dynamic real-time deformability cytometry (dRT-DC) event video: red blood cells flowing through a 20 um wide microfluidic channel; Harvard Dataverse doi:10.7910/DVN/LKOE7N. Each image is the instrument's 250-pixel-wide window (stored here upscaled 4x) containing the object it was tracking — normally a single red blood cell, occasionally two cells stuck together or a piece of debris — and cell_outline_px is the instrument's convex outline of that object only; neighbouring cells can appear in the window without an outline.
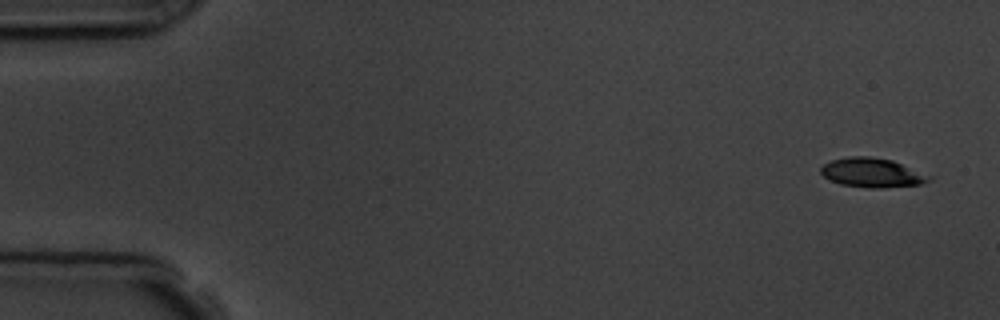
{"species": "common noctule bat (a hibernating species)", "species_latin": "Nyctalus noctula", "temperature_condition": "room temperature", "stored_images_in_passage": 6, "camera_frame_rate_fps": 3000, "um_per_image_px": 0.085, "animal": {"sex": "male", "body_mass_g": 19.5, "forearm_length_mm": 54.6}, "frame": {"image": 1, "passage_image": 1, "time_ms": 0.0, "image_size_px": [1000, 320], "cell_outline_px": [[932, 180], [920, 184], [880, 188], [872, 188], [840, 184], [824, 176], [820, 172], [820, 168], [824, 164], [832, 160], [848, 156], [868, 156], [892, 160], [932, 176]], "centroid_in_image_um": [74.13, 14.67], "position_along_channel_um": 10.9, "area_um2": 18.32}}
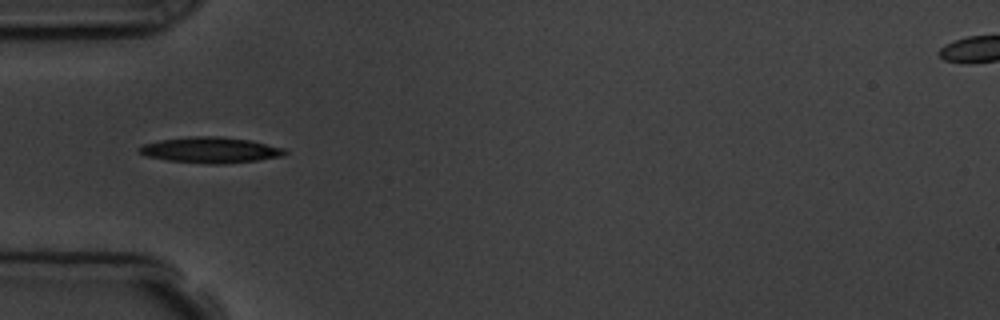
{"frame": {"image": 2, "passage_image": 4, "time_ms": 5.0, "image_size_px": [1000, 320], "cell_outline_px": [[288, 152], [284, 156], [256, 160], [224, 164], [212, 164], [168, 160], [144, 156], [136, 148], [144, 144], [160, 140], [192, 136], [216, 136], [252, 140], [284, 148]], "centroid_in_image_um": [17.9, 12.75], "position_along_channel_um": 67.1, "area_um2": 21.91}}